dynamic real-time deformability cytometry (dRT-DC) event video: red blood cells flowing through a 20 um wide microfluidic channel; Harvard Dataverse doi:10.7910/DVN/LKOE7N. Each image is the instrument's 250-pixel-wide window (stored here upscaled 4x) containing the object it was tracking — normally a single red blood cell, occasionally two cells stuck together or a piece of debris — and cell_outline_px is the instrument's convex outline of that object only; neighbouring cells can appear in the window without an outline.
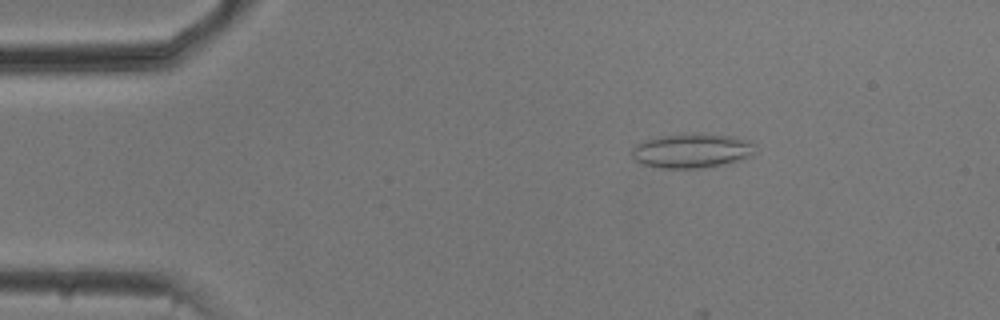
{"species": "common noctule bat (a hibernating species)", "species_latin": "Nyctalus noctula", "temperature_condition": "cold", "stored_images_in_passage": 6, "camera_frame_rate_fps": 3000, "um_per_image_px": 0.085, "animal": {"sex": "male", "body_mass_g": 20.5, "forearm_length_mm": 52.5}, "frame": {"image": 1, "passage_image": 2, "time_ms": 0.333, "image_size_px": [1000, 320], "cell_outline_px": [[756, 152], [752, 156], [704, 168], [660, 168], [640, 164], [632, 156], [632, 148], [636, 144], [644, 140], [656, 136], [680, 132], [704, 132], [732, 136], [748, 140], [756, 144]], "centroid_in_image_um": [58.79, 12.77], "position_along_channel_um": 26.2, "area_um2": 25.49}}